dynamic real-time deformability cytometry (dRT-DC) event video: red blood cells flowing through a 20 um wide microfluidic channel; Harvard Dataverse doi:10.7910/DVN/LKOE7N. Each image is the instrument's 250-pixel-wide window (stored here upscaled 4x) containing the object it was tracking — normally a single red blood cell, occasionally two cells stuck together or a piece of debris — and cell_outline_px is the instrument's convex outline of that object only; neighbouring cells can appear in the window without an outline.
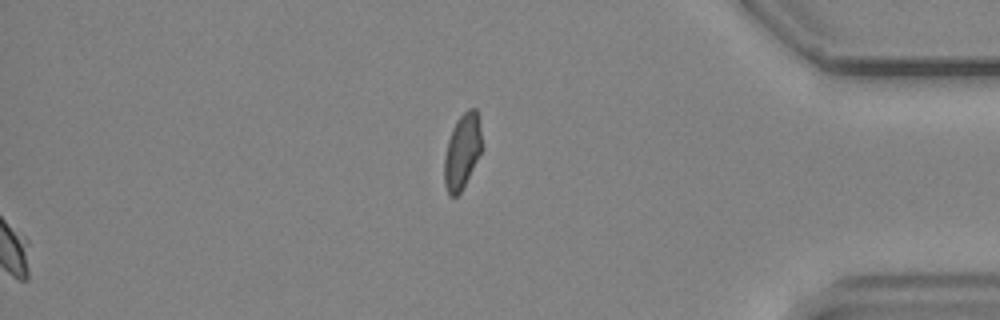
{"species": "common noctule bat (a hibernating species)", "species_latin": "Nyctalus noctula", "temperature_condition": "cold", "stored_images_in_passage": 54, "segment_of_instrument_passage": [2, 2], "camera_frame_rate_fps": 3000, "um_per_image_px": 0.085, "animal": {"sex": "male", "body_mass_g": 19.2, "forearm_length_mm": 51.8}, "frame": {"image": 1, "passage_image": 54, "time_ms": 17.667, "image_size_px": [1000, 320], "cell_outline_px": [[484, 148], [460, 192], [456, 196], [448, 196], [444, 184], [444, 156], [448, 140], [452, 128], [456, 120], [468, 108], [476, 108], [480, 120]], "centroid_in_image_um": [39.31, 12.83], "position_along_channel_um": 395.9, "area_um2": 16.88}}